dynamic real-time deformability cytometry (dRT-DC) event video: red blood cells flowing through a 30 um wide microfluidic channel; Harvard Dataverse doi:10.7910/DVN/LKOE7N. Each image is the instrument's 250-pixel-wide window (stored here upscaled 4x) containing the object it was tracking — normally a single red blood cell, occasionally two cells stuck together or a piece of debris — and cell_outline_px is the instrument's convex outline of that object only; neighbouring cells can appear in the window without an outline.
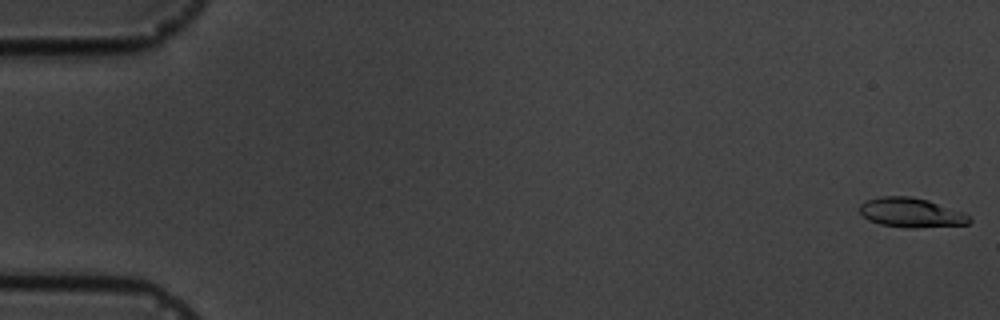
{"species": "common noctule bat (a hibernating species)", "species_latin": "Nyctalus noctula", "temperature_condition": "cold", "stored_images_in_passage": 7, "camera_frame_rate_fps": 3000, "um_per_image_px": 0.085, "animal": {"sex": "male", "body_mass_g": 19.5, "forearm_length_mm": 54.6}, "frame": {"image": 1, "passage_image": 1, "time_ms": 0.0, "image_size_px": [1000, 320], "cell_outline_px": [[972, 220], [968, 224], [916, 228], [908, 228], [880, 224], [868, 220], [860, 212], [860, 204], [868, 200], [880, 196], [912, 196], [928, 200], [964, 212], [972, 216]], "centroid_in_image_um": [77.49, 18.07], "position_along_channel_um": 7.5, "area_um2": 18.96}}
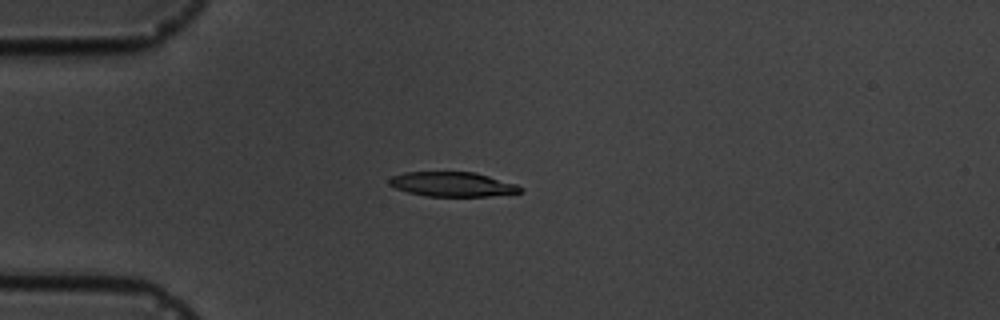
{"frame": {"image": 2, "passage_image": 5, "time_ms": 4.667, "image_size_px": [1000, 320], "cell_outline_px": [[524, 192], [492, 196], [428, 196], [408, 192], [396, 188], [388, 184], [388, 180], [392, 176], [404, 172], [476, 172], [516, 184], [524, 188]], "centroid_in_image_um": [38.49, 15.66], "position_along_channel_um": 46.5, "area_um2": 18.84}}
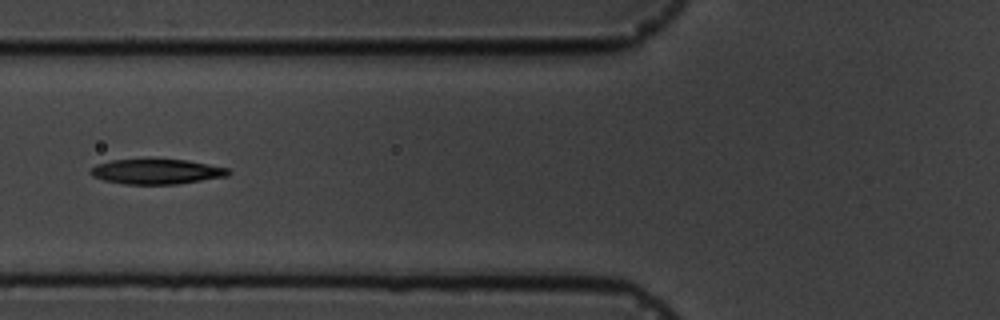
{"frame": {"image": 3, "passage_image": 7, "time_ms": 7.0, "image_size_px": [1000, 320], "cell_outline_px": [[232, 172], [228, 176], [176, 184], [124, 184], [104, 180], [92, 176], [88, 172], [96, 164], [112, 160], [188, 160], [228, 168]], "centroid_in_image_um": [13.31, 14.59], "position_along_channel_um": 112.5, "area_um2": 19.94}}